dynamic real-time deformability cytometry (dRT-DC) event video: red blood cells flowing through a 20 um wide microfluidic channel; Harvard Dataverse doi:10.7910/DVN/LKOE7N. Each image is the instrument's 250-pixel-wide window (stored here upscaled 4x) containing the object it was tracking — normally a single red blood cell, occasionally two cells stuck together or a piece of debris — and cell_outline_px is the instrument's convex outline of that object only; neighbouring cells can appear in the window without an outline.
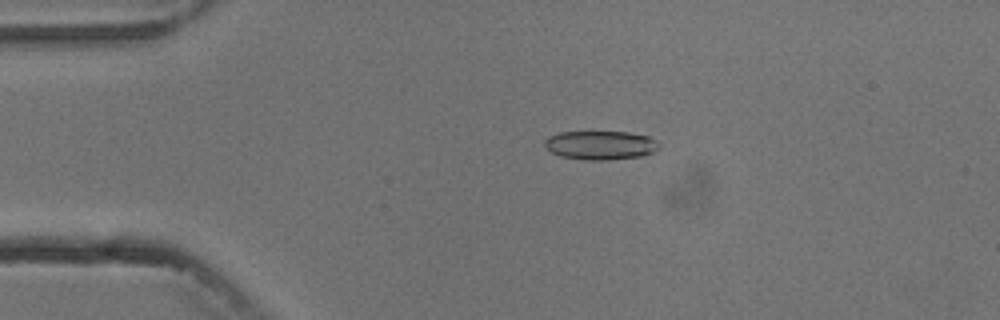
{"species": "common noctule bat (a hibernating species)", "species_latin": "Nyctalus noctula", "temperature_condition": "cold", "stored_images_in_passage": 4, "camera_frame_rate_fps": 3000, "um_per_image_px": 0.085, "animal": {"sex": "male", "body_mass_g": 13.3}, "frame": {"image": 1, "passage_image": 3, "time_ms": 3.333, "image_size_px": [1000, 320], "cell_outline_px": [[660, 148], [652, 152], [640, 156], [608, 160], [584, 160], [560, 156], [552, 152], [544, 144], [544, 140], [548, 136], [560, 132], [628, 132], [648, 136], [660, 144]], "centroid_in_image_um": [51.03, 12.34], "position_along_channel_um": 34.0, "area_um2": 19.19}}